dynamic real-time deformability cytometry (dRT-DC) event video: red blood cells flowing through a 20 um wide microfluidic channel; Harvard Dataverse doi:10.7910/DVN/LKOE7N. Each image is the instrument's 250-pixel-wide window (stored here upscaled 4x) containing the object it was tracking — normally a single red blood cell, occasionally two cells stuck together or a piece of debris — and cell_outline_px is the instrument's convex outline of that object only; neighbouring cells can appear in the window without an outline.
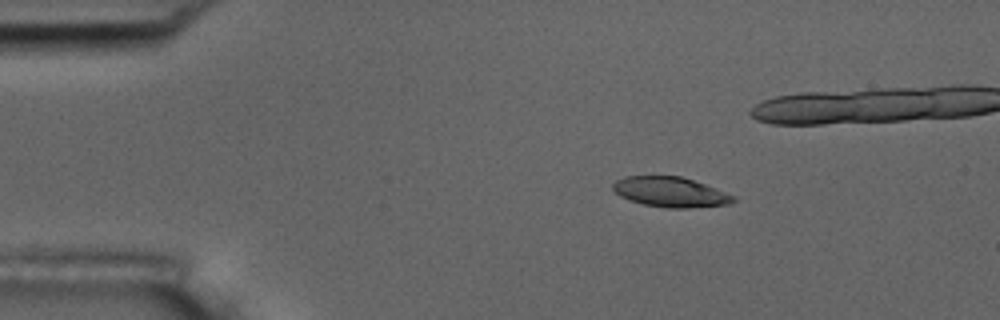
{"species": "common noctule bat (a hibernating species)", "species_latin": "Nyctalus noctula", "temperature_condition": "room temperature", "stored_images_in_passage": 5, "camera_frame_rate_fps": 3000, "um_per_image_px": 0.085, "animal": {"sex": "male", "body_mass_g": 17.5, "forearm_length_mm": 52.3}, "frame": {"image": 1, "passage_image": 2, "time_ms": 1.333, "image_size_px": [1000, 320], "cell_outline_px": [[736, 200], [732, 204], [688, 208], [668, 208], [644, 204], [628, 200], [620, 196], [612, 188], [612, 184], [616, 180], [624, 176], [680, 176], [704, 184], [736, 196]], "centroid_in_image_um": [56.99, 16.33], "position_along_channel_um": 28.0, "area_um2": 21.1}}